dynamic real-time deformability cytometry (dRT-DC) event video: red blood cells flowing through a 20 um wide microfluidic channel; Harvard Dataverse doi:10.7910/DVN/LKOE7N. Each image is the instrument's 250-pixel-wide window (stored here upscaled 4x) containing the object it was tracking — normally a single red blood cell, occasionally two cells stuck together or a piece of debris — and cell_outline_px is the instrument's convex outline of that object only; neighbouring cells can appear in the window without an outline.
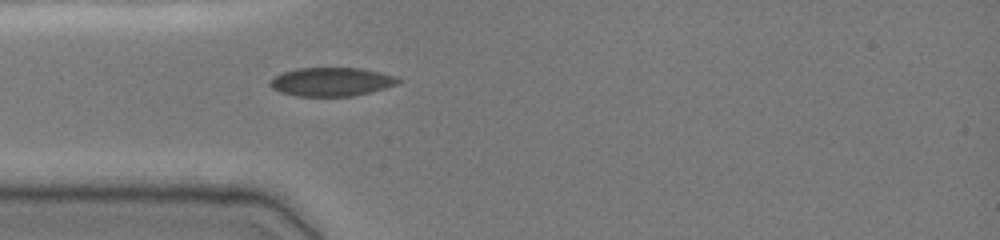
{"species": "common noctule bat (a hibernating species)", "species_latin": "Nyctalus noctula", "temperature_condition": "cold", "stored_images_in_passage": 27, "camera_frame_rate_fps": 3000, "um_per_image_px": 0.085, "animal": {"sex": "female", "body_mass_g": 19.0, "forearm_length_mm": 51.5}, "frame": {"image": 1, "passage_image": 1, "time_ms": 0.0, "image_size_px": [1000, 240], "cell_outline_px": [[404, 80], [396, 84], [384, 88], [352, 96], [296, 96], [280, 92], [272, 88], [268, 84], [268, 80], [280, 72], [296, 68], [360, 68], [380, 72], [396, 76]], "centroid_in_image_um": [28.12, 6.94], "position_along_channel_um": 56.9, "area_um2": 21.56}}
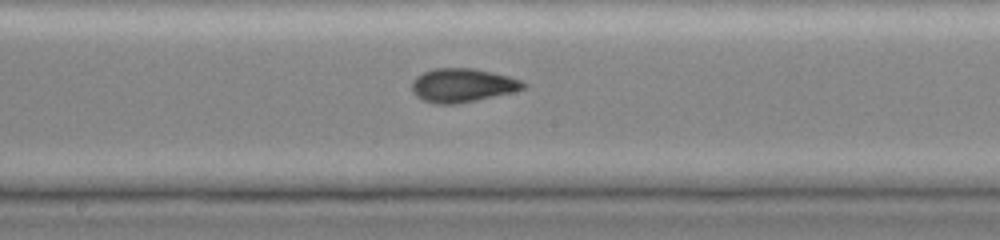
{"frame": {"image": 2, "passage_image": 13, "time_ms": 4.0, "image_size_px": [1000, 240], "cell_outline_px": [[528, 84], [524, 88], [512, 92], [476, 100], [456, 104], [436, 104], [424, 100], [416, 96], [412, 92], [412, 80], [416, 76], [432, 68], [476, 68], [508, 76], [520, 80]], "centroid_in_image_um": [39.28, 7.24], "position_along_channel_um": 208.9, "area_um2": 21.91}}
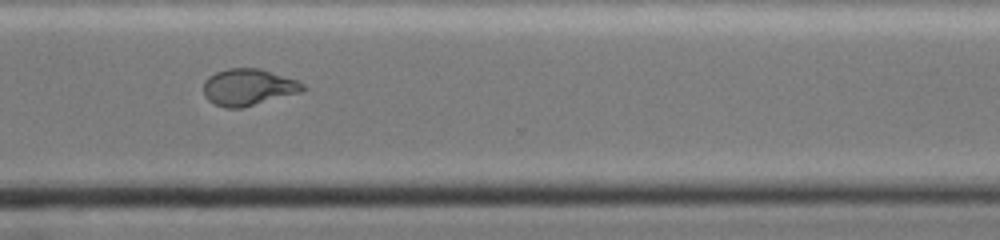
{"frame": {"image": 3, "passage_image": 24, "time_ms": 7.667, "image_size_px": [1000, 240], "cell_outline_px": [[308, 88], [304, 92], [240, 108], [224, 108], [208, 100], [204, 96], [204, 80], [208, 76], [216, 72], [228, 68], [260, 68], [296, 80], [304, 84]], "centroid_in_image_um": [21.12, 7.41], "position_along_channel_um": 349.5, "area_um2": 21.39}}